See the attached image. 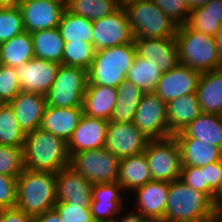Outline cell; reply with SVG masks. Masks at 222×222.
I'll list each match as a JSON object with an SVG mask.
<instances>
[{
  "mask_svg": "<svg viewBox=\"0 0 222 222\" xmlns=\"http://www.w3.org/2000/svg\"><path fill=\"white\" fill-rule=\"evenodd\" d=\"M23 162L32 171L58 173L70 164L67 143L41 128L36 129L26 134Z\"/></svg>",
  "mask_w": 222,
  "mask_h": 222,
  "instance_id": "1",
  "label": "cell"
},
{
  "mask_svg": "<svg viewBox=\"0 0 222 222\" xmlns=\"http://www.w3.org/2000/svg\"><path fill=\"white\" fill-rule=\"evenodd\" d=\"M56 202V173L24 168L17 177L16 207L34 217L53 209Z\"/></svg>",
  "mask_w": 222,
  "mask_h": 222,
  "instance_id": "2",
  "label": "cell"
},
{
  "mask_svg": "<svg viewBox=\"0 0 222 222\" xmlns=\"http://www.w3.org/2000/svg\"><path fill=\"white\" fill-rule=\"evenodd\" d=\"M214 210L211 198L187 186L182 180L169 182L163 222H210Z\"/></svg>",
  "mask_w": 222,
  "mask_h": 222,
  "instance_id": "3",
  "label": "cell"
},
{
  "mask_svg": "<svg viewBox=\"0 0 222 222\" xmlns=\"http://www.w3.org/2000/svg\"><path fill=\"white\" fill-rule=\"evenodd\" d=\"M135 56L134 41L95 51L94 59L87 69V85L117 88L126 78Z\"/></svg>",
  "mask_w": 222,
  "mask_h": 222,
  "instance_id": "4",
  "label": "cell"
},
{
  "mask_svg": "<svg viewBox=\"0 0 222 222\" xmlns=\"http://www.w3.org/2000/svg\"><path fill=\"white\" fill-rule=\"evenodd\" d=\"M175 41L179 64L200 73L219 69L215 37L184 24L177 27Z\"/></svg>",
  "mask_w": 222,
  "mask_h": 222,
  "instance_id": "5",
  "label": "cell"
},
{
  "mask_svg": "<svg viewBox=\"0 0 222 222\" xmlns=\"http://www.w3.org/2000/svg\"><path fill=\"white\" fill-rule=\"evenodd\" d=\"M134 39L175 37L177 25L151 0H134L123 5Z\"/></svg>",
  "mask_w": 222,
  "mask_h": 222,
  "instance_id": "6",
  "label": "cell"
},
{
  "mask_svg": "<svg viewBox=\"0 0 222 222\" xmlns=\"http://www.w3.org/2000/svg\"><path fill=\"white\" fill-rule=\"evenodd\" d=\"M87 70L60 64L56 79L45 94L47 105L53 107H83L87 86Z\"/></svg>",
  "mask_w": 222,
  "mask_h": 222,
  "instance_id": "7",
  "label": "cell"
},
{
  "mask_svg": "<svg viewBox=\"0 0 222 222\" xmlns=\"http://www.w3.org/2000/svg\"><path fill=\"white\" fill-rule=\"evenodd\" d=\"M121 159L107 148L74 153L70 164L75 171L93 184L118 181Z\"/></svg>",
  "mask_w": 222,
  "mask_h": 222,
  "instance_id": "8",
  "label": "cell"
},
{
  "mask_svg": "<svg viewBox=\"0 0 222 222\" xmlns=\"http://www.w3.org/2000/svg\"><path fill=\"white\" fill-rule=\"evenodd\" d=\"M144 153L152 180L171 182L180 179L181 153L174 136L150 140Z\"/></svg>",
  "mask_w": 222,
  "mask_h": 222,
  "instance_id": "9",
  "label": "cell"
},
{
  "mask_svg": "<svg viewBox=\"0 0 222 222\" xmlns=\"http://www.w3.org/2000/svg\"><path fill=\"white\" fill-rule=\"evenodd\" d=\"M133 123L151 140L173 136L168 129L167 103L154 92L143 94Z\"/></svg>",
  "mask_w": 222,
  "mask_h": 222,
  "instance_id": "10",
  "label": "cell"
},
{
  "mask_svg": "<svg viewBox=\"0 0 222 222\" xmlns=\"http://www.w3.org/2000/svg\"><path fill=\"white\" fill-rule=\"evenodd\" d=\"M133 41L134 35L123 6L112 14L93 21L92 45L95 51Z\"/></svg>",
  "mask_w": 222,
  "mask_h": 222,
  "instance_id": "11",
  "label": "cell"
},
{
  "mask_svg": "<svg viewBox=\"0 0 222 222\" xmlns=\"http://www.w3.org/2000/svg\"><path fill=\"white\" fill-rule=\"evenodd\" d=\"M150 140L133 122L109 121L104 147L123 159L143 153Z\"/></svg>",
  "mask_w": 222,
  "mask_h": 222,
  "instance_id": "12",
  "label": "cell"
},
{
  "mask_svg": "<svg viewBox=\"0 0 222 222\" xmlns=\"http://www.w3.org/2000/svg\"><path fill=\"white\" fill-rule=\"evenodd\" d=\"M60 64L34 57L15 67L21 91L45 95L51 88Z\"/></svg>",
  "mask_w": 222,
  "mask_h": 222,
  "instance_id": "13",
  "label": "cell"
},
{
  "mask_svg": "<svg viewBox=\"0 0 222 222\" xmlns=\"http://www.w3.org/2000/svg\"><path fill=\"white\" fill-rule=\"evenodd\" d=\"M16 3L22 13L25 31L30 33L58 27L66 9L51 0H20Z\"/></svg>",
  "mask_w": 222,
  "mask_h": 222,
  "instance_id": "14",
  "label": "cell"
},
{
  "mask_svg": "<svg viewBox=\"0 0 222 222\" xmlns=\"http://www.w3.org/2000/svg\"><path fill=\"white\" fill-rule=\"evenodd\" d=\"M200 74L199 71L178 64L162 74L154 93L166 103L177 97L196 93Z\"/></svg>",
  "mask_w": 222,
  "mask_h": 222,
  "instance_id": "15",
  "label": "cell"
},
{
  "mask_svg": "<svg viewBox=\"0 0 222 222\" xmlns=\"http://www.w3.org/2000/svg\"><path fill=\"white\" fill-rule=\"evenodd\" d=\"M136 55L144 58L161 73H165L179 64L175 37L158 39H134Z\"/></svg>",
  "mask_w": 222,
  "mask_h": 222,
  "instance_id": "16",
  "label": "cell"
},
{
  "mask_svg": "<svg viewBox=\"0 0 222 222\" xmlns=\"http://www.w3.org/2000/svg\"><path fill=\"white\" fill-rule=\"evenodd\" d=\"M109 121L83 115L67 142L68 154L104 148Z\"/></svg>",
  "mask_w": 222,
  "mask_h": 222,
  "instance_id": "17",
  "label": "cell"
},
{
  "mask_svg": "<svg viewBox=\"0 0 222 222\" xmlns=\"http://www.w3.org/2000/svg\"><path fill=\"white\" fill-rule=\"evenodd\" d=\"M93 183L67 166L56 173L57 202L90 205Z\"/></svg>",
  "mask_w": 222,
  "mask_h": 222,
  "instance_id": "18",
  "label": "cell"
},
{
  "mask_svg": "<svg viewBox=\"0 0 222 222\" xmlns=\"http://www.w3.org/2000/svg\"><path fill=\"white\" fill-rule=\"evenodd\" d=\"M123 187L118 182L94 184L90 210L95 222H114L115 216L121 212Z\"/></svg>",
  "mask_w": 222,
  "mask_h": 222,
  "instance_id": "19",
  "label": "cell"
},
{
  "mask_svg": "<svg viewBox=\"0 0 222 222\" xmlns=\"http://www.w3.org/2000/svg\"><path fill=\"white\" fill-rule=\"evenodd\" d=\"M9 104L25 134L41 127L47 106L45 95L21 91Z\"/></svg>",
  "mask_w": 222,
  "mask_h": 222,
  "instance_id": "20",
  "label": "cell"
},
{
  "mask_svg": "<svg viewBox=\"0 0 222 222\" xmlns=\"http://www.w3.org/2000/svg\"><path fill=\"white\" fill-rule=\"evenodd\" d=\"M169 182L151 180L135 189L136 206L148 219L164 221Z\"/></svg>",
  "mask_w": 222,
  "mask_h": 222,
  "instance_id": "21",
  "label": "cell"
},
{
  "mask_svg": "<svg viewBox=\"0 0 222 222\" xmlns=\"http://www.w3.org/2000/svg\"><path fill=\"white\" fill-rule=\"evenodd\" d=\"M173 136L179 145L182 166L202 167L222 160V149L211 143L200 142L183 131Z\"/></svg>",
  "mask_w": 222,
  "mask_h": 222,
  "instance_id": "22",
  "label": "cell"
},
{
  "mask_svg": "<svg viewBox=\"0 0 222 222\" xmlns=\"http://www.w3.org/2000/svg\"><path fill=\"white\" fill-rule=\"evenodd\" d=\"M83 115V107L60 108L47 105L40 128L67 143Z\"/></svg>",
  "mask_w": 222,
  "mask_h": 222,
  "instance_id": "23",
  "label": "cell"
},
{
  "mask_svg": "<svg viewBox=\"0 0 222 222\" xmlns=\"http://www.w3.org/2000/svg\"><path fill=\"white\" fill-rule=\"evenodd\" d=\"M117 103V88L87 85L83 96L84 115L110 121Z\"/></svg>",
  "mask_w": 222,
  "mask_h": 222,
  "instance_id": "24",
  "label": "cell"
},
{
  "mask_svg": "<svg viewBox=\"0 0 222 222\" xmlns=\"http://www.w3.org/2000/svg\"><path fill=\"white\" fill-rule=\"evenodd\" d=\"M196 95L201 112L222 116V68L200 74Z\"/></svg>",
  "mask_w": 222,
  "mask_h": 222,
  "instance_id": "25",
  "label": "cell"
},
{
  "mask_svg": "<svg viewBox=\"0 0 222 222\" xmlns=\"http://www.w3.org/2000/svg\"><path fill=\"white\" fill-rule=\"evenodd\" d=\"M196 93L177 97L167 103V123L172 135L183 131L201 114Z\"/></svg>",
  "mask_w": 222,
  "mask_h": 222,
  "instance_id": "26",
  "label": "cell"
},
{
  "mask_svg": "<svg viewBox=\"0 0 222 222\" xmlns=\"http://www.w3.org/2000/svg\"><path fill=\"white\" fill-rule=\"evenodd\" d=\"M152 180L145 153L121 159L118 183L123 190H135Z\"/></svg>",
  "mask_w": 222,
  "mask_h": 222,
  "instance_id": "27",
  "label": "cell"
},
{
  "mask_svg": "<svg viewBox=\"0 0 222 222\" xmlns=\"http://www.w3.org/2000/svg\"><path fill=\"white\" fill-rule=\"evenodd\" d=\"M35 57L30 32L14 36L0 44V64L19 67Z\"/></svg>",
  "mask_w": 222,
  "mask_h": 222,
  "instance_id": "28",
  "label": "cell"
},
{
  "mask_svg": "<svg viewBox=\"0 0 222 222\" xmlns=\"http://www.w3.org/2000/svg\"><path fill=\"white\" fill-rule=\"evenodd\" d=\"M143 94L144 91L125 78L117 87V103L110 121L133 122Z\"/></svg>",
  "mask_w": 222,
  "mask_h": 222,
  "instance_id": "29",
  "label": "cell"
},
{
  "mask_svg": "<svg viewBox=\"0 0 222 222\" xmlns=\"http://www.w3.org/2000/svg\"><path fill=\"white\" fill-rule=\"evenodd\" d=\"M183 132L200 142L211 143L222 149V116L218 114L201 113Z\"/></svg>",
  "mask_w": 222,
  "mask_h": 222,
  "instance_id": "30",
  "label": "cell"
},
{
  "mask_svg": "<svg viewBox=\"0 0 222 222\" xmlns=\"http://www.w3.org/2000/svg\"><path fill=\"white\" fill-rule=\"evenodd\" d=\"M36 58L62 64L64 40L58 27L31 33Z\"/></svg>",
  "mask_w": 222,
  "mask_h": 222,
  "instance_id": "31",
  "label": "cell"
},
{
  "mask_svg": "<svg viewBox=\"0 0 222 222\" xmlns=\"http://www.w3.org/2000/svg\"><path fill=\"white\" fill-rule=\"evenodd\" d=\"M58 29L64 42L85 41L92 43L93 21L64 10Z\"/></svg>",
  "mask_w": 222,
  "mask_h": 222,
  "instance_id": "32",
  "label": "cell"
},
{
  "mask_svg": "<svg viewBox=\"0 0 222 222\" xmlns=\"http://www.w3.org/2000/svg\"><path fill=\"white\" fill-rule=\"evenodd\" d=\"M163 73L157 70L144 58L135 56L133 64L128 70L126 79L140 88L144 93L154 92Z\"/></svg>",
  "mask_w": 222,
  "mask_h": 222,
  "instance_id": "33",
  "label": "cell"
},
{
  "mask_svg": "<svg viewBox=\"0 0 222 222\" xmlns=\"http://www.w3.org/2000/svg\"><path fill=\"white\" fill-rule=\"evenodd\" d=\"M25 132L19 127L9 103L0 104V145L23 147Z\"/></svg>",
  "mask_w": 222,
  "mask_h": 222,
  "instance_id": "34",
  "label": "cell"
},
{
  "mask_svg": "<svg viewBox=\"0 0 222 222\" xmlns=\"http://www.w3.org/2000/svg\"><path fill=\"white\" fill-rule=\"evenodd\" d=\"M119 7L117 0H70L66 9L72 14L94 21L112 14Z\"/></svg>",
  "mask_w": 222,
  "mask_h": 222,
  "instance_id": "35",
  "label": "cell"
},
{
  "mask_svg": "<svg viewBox=\"0 0 222 222\" xmlns=\"http://www.w3.org/2000/svg\"><path fill=\"white\" fill-rule=\"evenodd\" d=\"M95 50L90 42H64L62 64L88 69L94 59Z\"/></svg>",
  "mask_w": 222,
  "mask_h": 222,
  "instance_id": "36",
  "label": "cell"
},
{
  "mask_svg": "<svg viewBox=\"0 0 222 222\" xmlns=\"http://www.w3.org/2000/svg\"><path fill=\"white\" fill-rule=\"evenodd\" d=\"M24 31L23 17L17 3L0 8V44Z\"/></svg>",
  "mask_w": 222,
  "mask_h": 222,
  "instance_id": "37",
  "label": "cell"
},
{
  "mask_svg": "<svg viewBox=\"0 0 222 222\" xmlns=\"http://www.w3.org/2000/svg\"><path fill=\"white\" fill-rule=\"evenodd\" d=\"M186 25L196 31L215 37L222 30V23L205 6L191 10Z\"/></svg>",
  "mask_w": 222,
  "mask_h": 222,
  "instance_id": "38",
  "label": "cell"
},
{
  "mask_svg": "<svg viewBox=\"0 0 222 222\" xmlns=\"http://www.w3.org/2000/svg\"><path fill=\"white\" fill-rule=\"evenodd\" d=\"M24 168L23 147L0 145V174L18 177Z\"/></svg>",
  "mask_w": 222,
  "mask_h": 222,
  "instance_id": "39",
  "label": "cell"
},
{
  "mask_svg": "<svg viewBox=\"0 0 222 222\" xmlns=\"http://www.w3.org/2000/svg\"><path fill=\"white\" fill-rule=\"evenodd\" d=\"M20 92L15 68L0 64V102L9 103Z\"/></svg>",
  "mask_w": 222,
  "mask_h": 222,
  "instance_id": "40",
  "label": "cell"
},
{
  "mask_svg": "<svg viewBox=\"0 0 222 222\" xmlns=\"http://www.w3.org/2000/svg\"><path fill=\"white\" fill-rule=\"evenodd\" d=\"M54 209L59 213L62 222H95L90 205L56 202Z\"/></svg>",
  "mask_w": 222,
  "mask_h": 222,
  "instance_id": "41",
  "label": "cell"
},
{
  "mask_svg": "<svg viewBox=\"0 0 222 222\" xmlns=\"http://www.w3.org/2000/svg\"><path fill=\"white\" fill-rule=\"evenodd\" d=\"M180 180L187 186L206 193L210 198L213 195V190L208 186L205 176V169L196 166H182Z\"/></svg>",
  "mask_w": 222,
  "mask_h": 222,
  "instance_id": "42",
  "label": "cell"
},
{
  "mask_svg": "<svg viewBox=\"0 0 222 222\" xmlns=\"http://www.w3.org/2000/svg\"><path fill=\"white\" fill-rule=\"evenodd\" d=\"M153 1L178 27L186 24L191 10L184 0H151Z\"/></svg>",
  "mask_w": 222,
  "mask_h": 222,
  "instance_id": "43",
  "label": "cell"
},
{
  "mask_svg": "<svg viewBox=\"0 0 222 222\" xmlns=\"http://www.w3.org/2000/svg\"><path fill=\"white\" fill-rule=\"evenodd\" d=\"M17 177L0 174V210L16 207Z\"/></svg>",
  "mask_w": 222,
  "mask_h": 222,
  "instance_id": "44",
  "label": "cell"
},
{
  "mask_svg": "<svg viewBox=\"0 0 222 222\" xmlns=\"http://www.w3.org/2000/svg\"><path fill=\"white\" fill-rule=\"evenodd\" d=\"M208 186L215 191L222 182V160L202 166Z\"/></svg>",
  "mask_w": 222,
  "mask_h": 222,
  "instance_id": "45",
  "label": "cell"
},
{
  "mask_svg": "<svg viewBox=\"0 0 222 222\" xmlns=\"http://www.w3.org/2000/svg\"><path fill=\"white\" fill-rule=\"evenodd\" d=\"M0 222H33V216L17 207L1 209Z\"/></svg>",
  "mask_w": 222,
  "mask_h": 222,
  "instance_id": "46",
  "label": "cell"
},
{
  "mask_svg": "<svg viewBox=\"0 0 222 222\" xmlns=\"http://www.w3.org/2000/svg\"><path fill=\"white\" fill-rule=\"evenodd\" d=\"M33 222H62L59 213L53 208L33 217Z\"/></svg>",
  "mask_w": 222,
  "mask_h": 222,
  "instance_id": "47",
  "label": "cell"
},
{
  "mask_svg": "<svg viewBox=\"0 0 222 222\" xmlns=\"http://www.w3.org/2000/svg\"><path fill=\"white\" fill-rule=\"evenodd\" d=\"M205 11L213 14L222 23V0H211L205 5Z\"/></svg>",
  "mask_w": 222,
  "mask_h": 222,
  "instance_id": "48",
  "label": "cell"
},
{
  "mask_svg": "<svg viewBox=\"0 0 222 222\" xmlns=\"http://www.w3.org/2000/svg\"><path fill=\"white\" fill-rule=\"evenodd\" d=\"M137 212H134L132 214H127L126 216H123V218H118L117 216L114 219V222H144L146 221L147 217L140 210Z\"/></svg>",
  "mask_w": 222,
  "mask_h": 222,
  "instance_id": "49",
  "label": "cell"
},
{
  "mask_svg": "<svg viewBox=\"0 0 222 222\" xmlns=\"http://www.w3.org/2000/svg\"><path fill=\"white\" fill-rule=\"evenodd\" d=\"M211 204L214 211L222 210V182L213 192V195L211 197Z\"/></svg>",
  "mask_w": 222,
  "mask_h": 222,
  "instance_id": "50",
  "label": "cell"
},
{
  "mask_svg": "<svg viewBox=\"0 0 222 222\" xmlns=\"http://www.w3.org/2000/svg\"><path fill=\"white\" fill-rule=\"evenodd\" d=\"M219 69L222 68V30L215 36Z\"/></svg>",
  "mask_w": 222,
  "mask_h": 222,
  "instance_id": "51",
  "label": "cell"
},
{
  "mask_svg": "<svg viewBox=\"0 0 222 222\" xmlns=\"http://www.w3.org/2000/svg\"><path fill=\"white\" fill-rule=\"evenodd\" d=\"M184 1L187 4V7L190 10H193L195 8L205 6L211 0H184Z\"/></svg>",
  "mask_w": 222,
  "mask_h": 222,
  "instance_id": "52",
  "label": "cell"
},
{
  "mask_svg": "<svg viewBox=\"0 0 222 222\" xmlns=\"http://www.w3.org/2000/svg\"><path fill=\"white\" fill-rule=\"evenodd\" d=\"M210 222H222V210L214 211Z\"/></svg>",
  "mask_w": 222,
  "mask_h": 222,
  "instance_id": "53",
  "label": "cell"
},
{
  "mask_svg": "<svg viewBox=\"0 0 222 222\" xmlns=\"http://www.w3.org/2000/svg\"><path fill=\"white\" fill-rule=\"evenodd\" d=\"M14 3L13 0H0V8L10 6Z\"/></svg>",
  "mask_w": 222,
  "mask_h": 222,
  "instance_id": "54",
  "label": "cell"
},
{
  "mask_svg": "<svg viewBox=\"0 0 222 222\" xmlns=\"http://www.w3.org/2000/svg\"><path fill=\"white\" fill-rule=\"evenodd\" d=\"M51 1L57 2L65 8H67L68 5L70 4V0H51Z\"/></svg>",
  "mask_w": 222,
  "mask_h": 222,
  "instance_id": "55",
  "label": "cell"
},
{
  "mask_svg": "<svg viewBox=\"0 0 222 222\" xmlns=\"http://www.w3.org/2000/svg\"><path fill=\"white\" fill-rule=\"evenodd\" d=\"M118 1V4L120 6H123L124 4L128 3V2H131V1H134V0H117Z\"/></svg>",
  "mask_w": 222,
  "mask_h": 222,
  "instance_id": "56",
  "label": "cell"
},
{
  "mask_svg": "<svg viewBox=\"0 0 222 222\" xmlns=\"http://www.w3.org/2000/svg\"><path fill=\"white\" fill-rule=\"evenodd\" d=\"M144 222H163V221H160V220H157V219H146V221Z\"/></svg>",
  "mask_w": 222,
  "mask_h": 222,
  "instance_id": "57",
  "label": "cell"
}]
</instances>
